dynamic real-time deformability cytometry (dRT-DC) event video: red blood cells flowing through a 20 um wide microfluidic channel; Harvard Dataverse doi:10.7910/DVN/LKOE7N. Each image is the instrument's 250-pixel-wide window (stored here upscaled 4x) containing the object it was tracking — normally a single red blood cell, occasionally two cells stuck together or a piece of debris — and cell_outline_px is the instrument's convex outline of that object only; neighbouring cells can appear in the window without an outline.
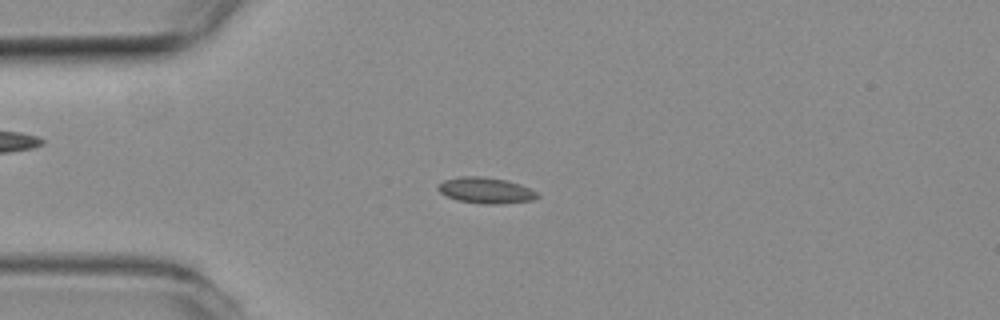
{"species": "common noctule bat (a hibernating species)", "species_latin": "Nyctalus noctula", "temperature_condition": "room temperature", "stored_images_in_passage": 54, "camera_frame_rate_fps": 3000, "um_per_image_px": 0.085, "animal": {"sex": "female", "body_mass_g": 19.3, "forearm_length_mm": 54.1}, "frame": {"image": 1, "passage_image": 13, "time_ms": 4.0, "image_size_px": [1000, 320], "cell_outline_px": [[540, 196], [532, 200], [496, 204], [484, 204], [460, 200], [448, 196], [440, 192], [436, 188], [436, 184], [444, 180], [460, 176], [480, 176], [504, 180], [520, 184], [536, 192]], "centroid_in_image_um": [41.25, 16.17], "position_along_channel_um": 43.7, "area_um2": 14.8}}
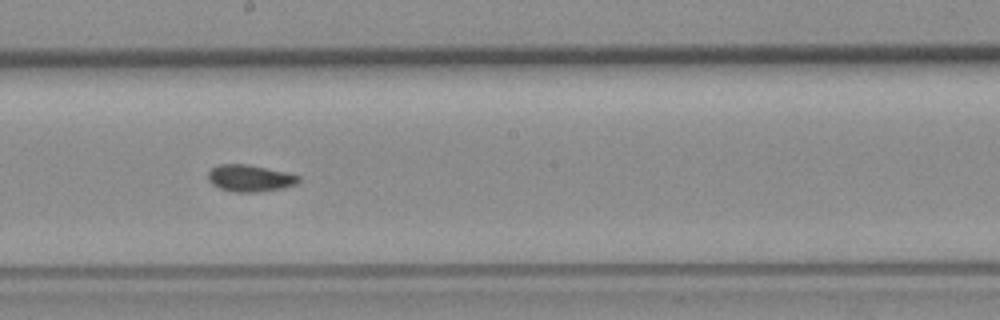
{"frame": {"image": 2, "passage_image": 29, "time_ms": 9.333, "image_size_px": [1000, 320], "cell_outline_px": [[300, 180], [296, 184], [284, 188], [256, 192], [232, 192], [220, 188], [212, 184], [208, 180], [208, 172], [212, 168], [220, 164], [248, 164], [288, 172], [300, 176]], "centroid_in_image_um": [21.26, 15.14], "position_along_channel_um": 226.9, "area_um2": 14.28}}
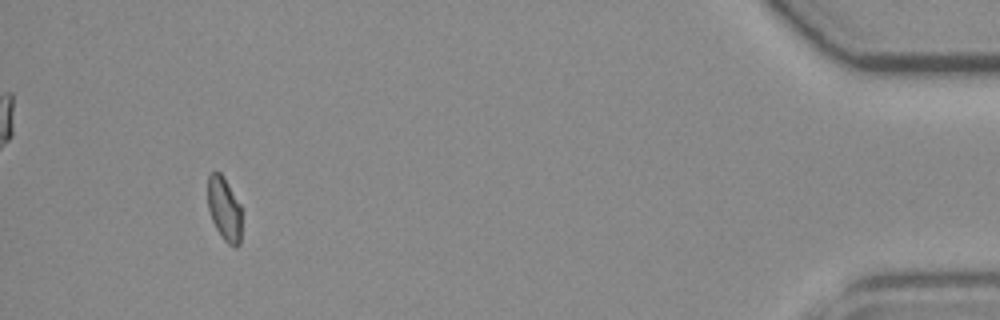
{"frame": {"image": 3, "passage_image": 50, "time_ms": 16.333, "image_size_px": [1000, 320], "cell_outline_px": [[240, 244], [236, 248], [232, 248], [224, 240], [216, 228], [212, 220], [208, 208], [208, 176], [212, 172], [220, 172], [224, 176], [240, 204]], "centroid_in_image_um": [19.06, 17.76], "position_along_channel_um": 416.1, "area_um2": 12.6}}